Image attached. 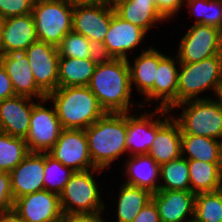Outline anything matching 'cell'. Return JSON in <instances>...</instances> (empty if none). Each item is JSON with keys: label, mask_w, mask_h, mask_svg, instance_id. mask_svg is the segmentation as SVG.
<instances>
[{"label": "cell", "mask_w": 222, "mask_h": 222, "mask_svg": "<svg viewBox=\"0 0 222 222\" xmlns=\"http://www.w3.org/2000/svg\"><path fill=\"white\" fill-rule=\"evenodd\" d=\"M47 153L73 171L96 168L90 158L86 133L82 129H62L55 145Z\"/></svg>", "instance_id": "obj_9"}, {"label": "cell", "mask_w": 222, "mask_h": 222, "mask_svg": "<svg viewBox=\"0 0 222 222\" xmlns=\"http://www.w3.org/2000/svg\"><path fill=\"white\" fill-rule=\"evenodd\" d=\"M24 138L0 131V172H11L29 154Z\"/></svg>", "instance_id": "obj_31"}, {"label": "cell", "mask_w": 222, "mask_h": 222, "mask_svg": "<svg viewBox=\"0 0 222 222\" xmlns=\"http://www.w3.org/2000/svg\"><path fill=\"white\" fill-rule=\"evenodd\" d=\"M101 212L94 214H73L64 216L63 222H105L101 218Z\"/></svg>", "instance_id": "obj_42"}, {"label": "cell", "mask_w": 222, "mask_h": 222, "mask_svg": "<svg viewBox=\"0 0 222 222\" xmlns=\"http://www.w3.org/2000/svg\"><path fill=\"white\" fill-rule=\"evenodd\" d=\"M126 164L128 181L125 184L146 189L152 194L159 191L156 185L157 176H160V165L157 164L148 154L131 155Z\"/></svg>", "instance_id": "obj_25"}, {"label": "cell", "mask_w": 222, "mask_h": 222, "mask_svg": "<svg viewBox=\"0 0 222 222\" xmlns=\"http://www.w3.org/2000/svg\"><path fill=\"white\" fill-rule=\"evenodd\" d=\"M45 153L30 152L11 172L14 201L24 195L44 190Z\"/></svg>", "instance_id": "obj_15"}, {"label": "cell", "mask_w": 222, "mask_h": 222, "mask_svg": "<svg viewBox=\"0 0 222 222\" xmlns=\"http://www.w3.org/2000/svg\"><path fill=\"white\" fill-rule=\"evenodd\" d=\"M74 172L75 171H73L70 167L64 166L58 160H55L53 157H51L48 153H45V167H44L45 190L59 195Z\"/></svg>", "instance_id": "obj_34"}, {"label": "cell", "mask_w": 222, "mask_h": 222, "mask_svg": "<svg viewBox=\"0 0 222 222\" xmlns=\"http://www.w3.org/2000/svg\"><path fill=\"white\" fill-rule=\"evenodd\" d=\"M217 98H219L221 104H222V83H221V87H220V90H219V93L217 95Z\"/></svg>", "instance_id": "obj_45"}, {"label": "cell", "mask_w": 222, "mask_h": 222, "mask_svg": "<svg viewBox=\"0 0 222 222\" xmlns=\"http://www.w3.org/2000/svg\"><path fill=\"white\" fill-rule=\"evenodd\" d=\"M157 112L151 113V115L142 114L141 117H133L127 113V130H126V148L127 151L131 150V155L148 154L155 138L157 130L169 119L165 120L156 119L153 120L151 116H155L160 112V115H164L170 112L166 109L157 108Z\"/></svg>", "instance_id": "obj_17"}, {"label": "cell", "mask_w": 222, "mask_h": 222, "mask_svg": "<svg viewBox=\"0 0 222 222\" xmlns=\"http://www.w3.org/2000/svg\"><path fill=\"white\" fill-rule=\"evenodd\" d=\"M32 98L15 95L0 101V131L13 137L26 138L35 102Z\"/></svg>", "instance_id": "obj_16"}, {"label": "cell", "mask_w": 222, "mask_h": 222, "mask_svg": "<svg viewBox=\"0 0 222 222\" xmlns=\"http://www.w3.org/2000/svg\"><path fill=\"white\" fill-rule=\"evenodd\" d=\"M1 55L12 50H26L38 41L32 13L0 20Z\"/></svg>", "instance_id": "obj_18"}, {"label": "cell", "mask_w": 222, "mask_h": 222, "mask_svg": "<svg viewBox=\"0 0 222 222\" xmlns=\"http://www.w3.org/2000/svg\"><path fill=\"white\" fill-rule=\"evenodd\" d=\"M152 195L146 189L123 184L118 200V222H132L143 207L152 200Z\"/></svg>", "instance_id": "obj_29"}, {"label": "cell", "mask_w": 222, "mask_h": 222, "mask_svg": "<svg viewBox=\"0 0 222 222\" xmlns=\"http://www.w3.org/2000/svg\"><path fill=\"white\" fill-rule=\"evenodd\" d=\"M35 0H0V20L32 13Z\"/></svg>", "instance_id": "obj_36"}, {"label": "cell", "mask_w": 222, "mask_h": 222, "mask_svg": "<svg viewBox=\"0 0 222 222\" xmlns=\"http://www.w3.org/2000/svg\"><path fill=\"white\" fill-rule=\"evenodd\" d=\"M95 67L89 58L60 57L58 87L88 86Z\"/></svg>", "instance_id": "obj_27"}, {"label": "cell", "mask_w": 222, "mask_h": 222, "mask_svg": "<svg viewBox=\"0 0 222 222\" xmlns=\"http://www.w3.org/2000/svg\"><path fill=\"white\" fill-rule=\"evenodd\" d=\"M178 72L172 58L165 56L159 62L153 85V98H161V109L171 111L178 104Z\"/></svg>", "instance_id": "obj_22"}, {"label": "cell", "mask_w": 222, "mask_h": 222, "mask_svg": "<svg viewBox=\"0 0 222 222\" xmlns=\"http://www.w3.org/2000/svg\"><path fill=\"white\" fill-rule=\"evenodd\" d=\"M13 212L22 222H63L64 219L59 195L45 189L17 198Z\"/></svg>", "instance_id": "obj_10"}, {"label": "cell", "mask_w": 222, "mask_h": 222, "mask_svg": "<svg viewBox=\"0 0 222 222\" xmlns=\"http://www.w3.org/2000/svg\"><path fill=\"white\" fill-rule=\"evenodd\" d=\"M0 222H22L21 219L13 212L0 214Z\"/></svg>", "instance_id": "obj_43"}, {"label": "cell", "mask_w": 222, "mask_h": 222, "mask_svg": "<svg viewBox=\"0 0 222 222\" xmlns=\"http://www.w3.org/2000/svg\"><path fill=\"white\" fill-rule=\"evenodd\" d=\"M182 131L175 118L168 119L156 132L148 155L159 165L182 156Z\"/></svg>", "instance_id": "obj_21"}, {"label": "cell", "mask_w": 222, "mask_h": 222, "mask_svg": "<svg viewBox=\"0 0 222 222\" xmlns=\"http://www.w3.org/2000/svg\"><path fill=\"white\" fill-rule=\"evenodd\" d=\"M182 156L185 151L187 160H198L207 163H222V140L207 136L182 135Z\"/></svg>", "instance_id": "obj_28"}, {"label": "cell", "mask_w": 222, "mask_h": 222, "mask_svg": "<svg viewBox=\"0 0 222 222\" xmlns=\"http://www.w3.org/2000/svg\"><path fill=\"white\" fill-rule=\"evenodd\" d=\"M62 129L55 107L50 110L35 103L25 138L29 152L47 153L55 145Z\"/></svg>", "instance_id": "obj_11"}, {"label": "cell", "mask_w": 222, "mask_h": 222, "mask_svg": "<svg viewBox=\"0 0 222 222\" xmlns=\"http://www.w3.org/2000/svg\"><path fill=\"white\" fill-rule=\"evenodd\" d=\"M222 54V32L204 24H194L179 45V63H194Z\"/></svg>", "instance_id": "obj_8"}, {"label": "cell", "mask_w": 222, "mask_h": 222, "mask_svg": "<svg viewBox=\"0 0 222 222\" xmlns=\"http://www.w3.org/2000/svg\"><path fill=\"white\" fill-rule=\"evenodd\" d=\"M187 105L180 118H175L179 123L182 135L207 136L222 139V104L219 99L210 100L195 98L174 106Z\"/></svg>", "instance_id": "obj_6"}, {"label": "cell", "mask_w": 222, "mask_h": 222, "mask_svg": "<svg viewBox=\"0 0 222 222\" xmlns=\"http://www.w3.org/2000/svg\"><path fill=\"white\" fill-rule=\"evenodd\" d=\"M195 197L191 191L159 190L152 200L161 222H184L187 214L194 217Z\"/></svg>", "instance_id": "obj_19"}, {"label": "cell", "mask_w": 222, "mask_h": 222, "mask_svg": "<svg viewBox=\"0 0 222 222\" xmlns=\"http://www.w3.org/2000/svg\"><path fill=\"white\" fill-rule=\"evenodd\" d=\"M99 168L86 171H75L64 189L59 194L60 205L64 216L73 214H94L104 209L99 190L94 181L93 172ZM77 206L74 208V206Z\"/></svg>", "instance_id": "obj_7"}, {"label": "cell", "mask_w": 222, "mask_h": 222, "mask_svg": "<svg viewBox=\"0 0 222 222\" xmlns=\"http://www.w3.org/2000/svg\"><path fill=\"white\" fill-rule=\"evenodd\" d=\"M187 6L198 17L195 24H204L222 29V0H187Z\"/></svg>", "instance_id": "obj_33"}, {"label": "cell", "mask_w": 222, "mask_h": 222, "mask_svg": "<svg viewBox=\"0 0 222 222\" xmlns=\"http://www.w3.org/2000/svg\"><path fill=\"white\" fill-rule=\"evenodd\" d=\"M15 96L9 75L0 62V101Z\"/></svg>", "instance_id": "obj_41"}, {"label": "cell", "mask_w": 222, "mask_h": 222, "mask_svg": "<svg viewBox=\"0 0 222 222\" xmlns=\"http://www.w3.org/2000/svg\"><path fill=\"white\" fill-rule=\"evenodd\" d=\"M134 1H154V0H134Z\"/></svg>", "instance_id": "obj_48"}, {"label": "cell", "mask_w": 222, "mask_h": 222, "mask_svg": "<svg viewBox=\"0 0 222 222\" xmlns=\"http://www.w3.org/2000/svg\"><path fill=\"white\" fill-rule=\"evenodd\" d=\"M165 57L162 53L154 48H150L142 52L135 59L133 67L130 66V79L135 83L140 93L147 96L145 101L153 99V85L156 80V72L159 62Z\"/></svg>", "instance_id": "obj_23"}, {"label": "cell", "mask_w": 222, "mask_h": 222, "mask_svg": "<svg viewBox=\"0 0 222 222\" xmlns=\"http://www.w3.org/2000/svg\"><path fill=\"white\" fill-rule=\"evenodd\" d=\"M188 222H199L196 219L192 218L191 220H188Z\"/></svg>", "instance_id": "obj_46"}, {"label": "cell", "mask_w": 222, "mask_h": 222, "mask_svg": "<svg viewBox=\"0 0 222 222\" xmlns=\"http://www.w3.org/2000/svg\"><path fill=\"white\" fill-rule=\"evenodd\" d=\"M37 86L46 94L58 88L59 53L56 46L37 41L26 49Z\"/></svg>", "instance_id": "obj_12"}, {"label": "cell", "mask_w": 222, "mask_h": 222, "mask_svg": "<svg viewBox=\"0 0 222 222\" xmlns=\"http://www.w3.org/2000/svg\"><path fill=\"white\" fill-rule=\"evenodd\" d=\"M60 57L86 59L90 57V40L74 32H68L57 46Z\"/></svg>", "instance_id": "obj_35"}, {"label": "cell", "mask_w": 222, "mask_h": 222, "mask_svg": "<svg viewBox=\"0 0 222 222\" xmlns=\"http://www.w3.org/2000/svg\"><path fill=\"white\" fill-rule=\"evenodd\" d=\"M14 199L9 172H0V214L13 211Z\"/></svg>", "instance_id": "obj_37"}, {"label": "cell", "mask_w": 222, "mask_h": 222, "mask_svg": "<svg viewBox=\"0 0 222 222\" xmlns=\"http://www.w3.org/2000/svg\"><path fill=\"white\" fill-rule=\"evenodd\" d=\"M47 99L53 100L63 129L85 130L106 113L88 86L58 87Z\"/></svg>", "instance_id": "obj_3"}, {"label": "cell", "mask_w": 222, "mask_h": 222, "mask_svg": "<svg viewBox=\"0 0 222 222\" xmlns=\"http://www.w3.org/2000/svg\"><path fill=\"white\" fill-rule=\"evenodd\" d=\"M127 113L106 112L86 128L90 158L96 168L103 171L126 152Z\"/></svg>", "instance_id": "obj_2"}, {"label": "cell", "mask_w": 222, "mask_h": 222, "mask_svg": "<svg viewBox=\"0 0 222 222\" xmlns=\"http://www.w3.org/2000/svg\"><path fill=\"white\" fill-rule=\"evenodd\" d=\"M114 12L113 5L74 3L72 30L88 40L104 42Z\"/></svg>", "instance_id": "obj_13"}, {"label": "cell", "mask_w": 222, "mask_h": 222, "mask_svg": "<svg viewBox=\"0 0 222 222\" xmlns=\"http://www.w3.org/2000/svg\"><path fill=\"white\" fill-rule=\"evenodd\" d=\"M113 5L119 0H109Z\"/></svg>", "instance_id": "obj_47"}, {"label": "cell", "mask_w": 222, "mask_h": 222, "mask_svg": "<svg viewBox=\"0 0 222 222\" xmlns=\"http://www.w3.org/2000/svg\"><path fill=\"white\" fill-rule=\"evenodd\" d=\"M73 7L71 0H35L32 15L38 41L57 47L72 31Z\"/></svg>", "instance_id": "obj_4"}, {"label": "cell", "mask_w": 222, "mask_h": 222, "mask_svg": "<svg viewBox=\"0 0 222 222\" xmlns=\"http://www.w3.org/2000/svg\"><path fill=\"white\" fill-rule=\"evenodd\" d=\"M88 88L105 112L128 113L132 89L129 60L114 58L96 65Z\"/></svg>", "instance_id": "obj_1"}, {"label": "cell", "mask_w": 222, "mask_h": 222, "mask_svg": "<svg viewBox=\"0 0 222 222\" xmlns=\"http://www.w3.org/2000/svg\"><path fill=\"white\" fill-rule=\"evenodd\" d=\"M145 35L143 29L123 20L114 12L104 45L113 58L128 59L126 51L137 47Z\"/></svg>", "instance_id": "obj_20"}, {"label": "cell", "mask_w": 222, "mask_h": 222, "mask_svg": "<svg viewBox=\"0 0 222 222\" xmlns=\"http://www.w3.org/2000/svg\"><path fill=\"white\" fill-rule=\"evenodd\" d=\"M160 176L165 184L159 185V190L190 191L188 160L185 155L160 165Z\"/></svg>", "instance_id": "obj_30"}, {"label": "cell", "mask_w": 222, "mask_h": 222, "mask_svg": "<svg viewBox=\"0 0 222 222\" xmlns=\"http://www.w3.org/2000/svg\"><path fill=\"white\" fill-rule=\"evenodd\" d=\"M0 62L9 75L15 95L48 101L47 95L37 86L32 68L26 56V50H12L0 56Z\"/></svg>", "instance_id": "obj_14"}, {"label": "cell", "mask_w": 222, "mask_h": 222, "mask_svg": "<svg viewBox=\"0 0 222 222\" xmlns=\"http://www.w3.org/2000/svg\"><path fill=\"white\" fill-rule=\"evenodd\" d=\"M132 222H161L154 201L147 203Z\"/></svg>", "instance_id": "obj_40"}, {"label": "cell", "mask_w": 222, "mask_h": 222, "mask_svg": "<svg viewBox=\"0 0 222 222\" xmlns=\"http://www.w3.org/2000/svg\"><path fill=\"white\" fill-rule=\"evenodd\" d=\"M89 59L93 61L96 65H102L110 62L114 58L108 52V49L104 45V42L97 40H90Z\"/></svg>", "instance_id": "obj_38"}, {"label": "cell", "mask_w": 222, "mask_h": 222, "mask_svg": "<svg viewBox=\"0 0 222 222\" xmlns=\"http://www.w3.org/2000/svg\"><path fill=\"white\" fill-rule=\"evenodd\" d=\"M75 4L113 5L109 0H71Z\"/></svg>", "instance_id": "obj_44"}, {"label": "cell", "mask_w": 222, "mask_h": 222, "mask_svg": "<svg viewBox=\"0 0 222 222\" xmlns=\"http://www.w3.org/2000/svg\"><path fill=\"white\" fill-rule=\"evenodd\" d=\"M157 10L166 19L174 16V14L182 7L184 0H154Z\"/></svg>", "instance_id": "obj_39"}, {"label": "cell", "mask_w": 222, "mask_h": 222, "mask_svg": "<svg viewBox=\"0 0 222 222\" xmlns=\"http://www.w3.org/2000/svg\"><path fill=\"white\" fill-rule=\"evenodd\" d=\"M178 64L181 69L178 72V104L194 100L205 89H214L218 95L222 83V54L199 62Z\"/></svg>", "instance_id": "obj_5"}, {"label": "cell", "mask_w": 222, "mask_h": 222, "mask_svg": "<svg viewBox=\"0 0 222 222\" xmlns=\"http://www.w3.org/2000/svg\"><path fill=\"white\" fill-rule=\"evenodd\" d=\"M113 7L120 18L140 27L146 33L154 23L165 20L157 10L155 1L119 0Z\"/></svg>", "instance_id": "obj_24"}, {"label": "cell", "mask_w": 222, "mask_h": 222, "mask_svg": "<svg viewBox=\"0 0 222 222\" xmlns=\"http://www.w3.org/2000/svg\"><path fill=\"white\" fill-rule=\"evenodd\" d=\"M193 218L199 222H222V190L196 194Z\"/></svg>", "instance_id": "obj_32"}, {"label": "cell", "mask_w": 222, "mask_h": 222, "mask_svg": "<svg viewBox=\"0 0 222 222\" xmlns=\"http://www.w3.org/2000/svg\"><path fill=\"white\" fill-rule=\"evenodd\" d=\"M190 191L194 194L221 189L222 163L188 160Z\"/></svg>", "instance_id": "obj_26"}]
</instances>
